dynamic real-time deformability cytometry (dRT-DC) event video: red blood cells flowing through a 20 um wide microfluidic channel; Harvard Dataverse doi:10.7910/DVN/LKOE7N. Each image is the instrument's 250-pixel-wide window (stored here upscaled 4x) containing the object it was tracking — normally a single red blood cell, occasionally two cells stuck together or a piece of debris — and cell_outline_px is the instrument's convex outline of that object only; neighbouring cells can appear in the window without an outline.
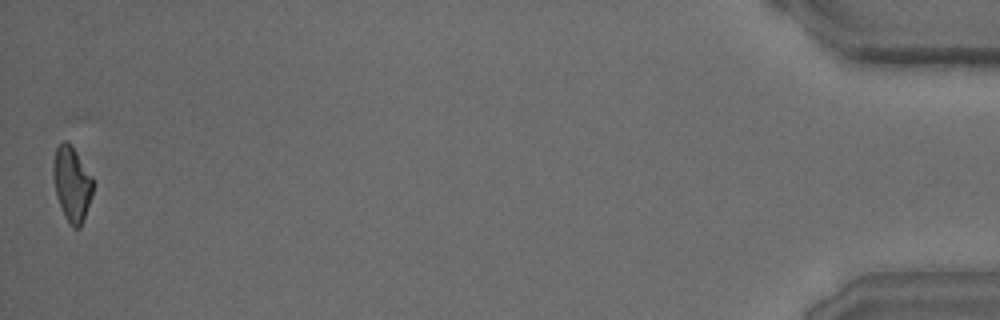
{"species": "common noctule bat (a hibernating species)", "species_latin": "Nyctalus noctula", "temperature_condition": "warm", "stored_images_in_passage": 31, "camera_frame_rate_fps": 3000, "um_per_image_px": 0.085, "animal": {"sex": "male", "body_mass_g": 15.6}, "frame": {"image": 1, "passage_image": 31, "time_ms": 10.0, "image_size_px": [1000, 320], "cell_outline_px": [[92, 196], [80, 228], [72, 228], [64, 216], [56, 196], [52, 172], [52, 164], [56, 148], [64, 140], [72, 144], [92, 176]], "centroid_in_image_um": [6.09, 15.61], "position_along_channel_um": 429.1, "area_um2": 17.46}}